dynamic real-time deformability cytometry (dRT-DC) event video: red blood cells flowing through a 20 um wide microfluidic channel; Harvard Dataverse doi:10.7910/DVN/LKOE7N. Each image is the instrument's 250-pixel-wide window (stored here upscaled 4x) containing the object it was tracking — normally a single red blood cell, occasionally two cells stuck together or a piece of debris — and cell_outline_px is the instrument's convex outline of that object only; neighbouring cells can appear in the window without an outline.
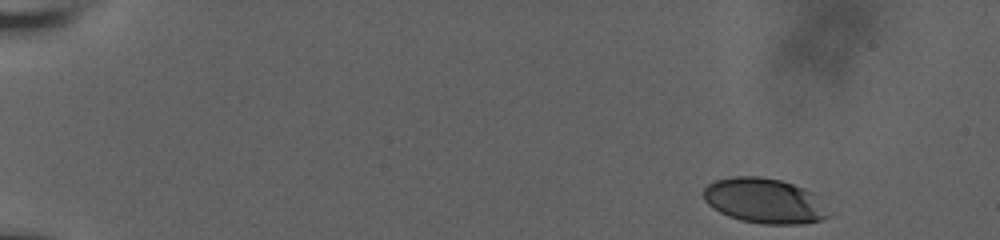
{"species": "human", "species_latin": "Homo sapiens", "temperature_condition": "room temperature", "stored_images_in_passage": 50, "camera_frame_rate_fps": 3000, "um_per_image_px": 0.085, "donor": {"sex": "male"}, "frame": {"image": 1, "passage_image": 1, "time_ms": 0.0, "image_size_px": [1000, 240], "cell_outline_px": [[832, 216], [820, 220], [804, 224], [760, 224], [740, 220], [728, 216], [720, 212], [708, 204], [704, 200], [704, 188], [708, 184], [716, 180], [732, 176], [760, 176], [780, 180], [804, 188], [812, 192], [832, 212]], "centroid_in_image_um": [65.01, 17.08], "position_along_channel_um": 20.0, "area_um2": 33.12}}
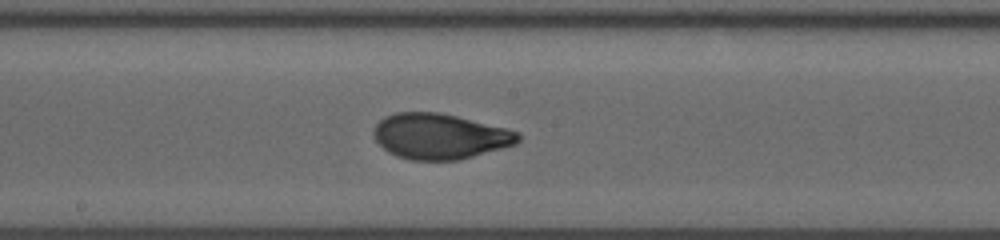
{"frame": {"image": 2, "passage_image": 27, "time_ms": 9.0, "image_size_px": [1000, 240], "cell_outline_px": [[520, 140], [516, 144], [504, 148], [460, 160], [412, 160], [396, 156], [388, 152], [372, 136], [372, 132], [376, 124], [384, 116], [396, 112], [436, 112], [456, 116], [508, 128], [520, 132]], "centroid_in_image_um": [37.4, 11.59], "position_along_channel_um": 210.8, "area_um2": 38.55}}
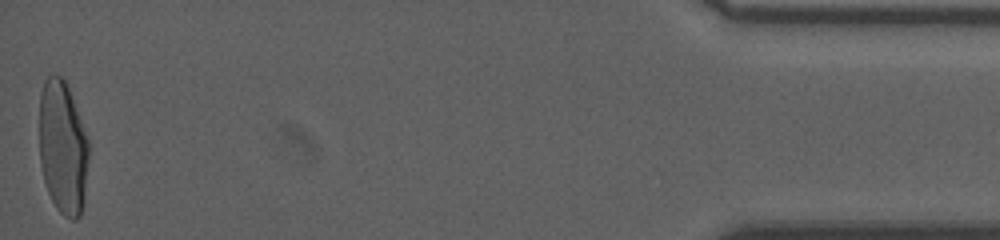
{"frame": {"image": 3, "passage_image": 50, "time_ms": 17.0, "image_size_px": [1000, 240], "cell_outline_px": [[88, 160], [84, 200], [80, 216], [76, 220], [72, 220], [64, 216], [56, 208], [48, 192], [44, 180], [40, 164], [40, 92], [44, 80], [48, 76], [60, 76], [64, 80], [68, 88], [88, 140]], "centroid_in_image_um": [5.33, 12.58], "position_along_channel_um": 429.9, "area_um2": 38.15}, "authors_computed_cell_mechanics": {"area_um2": 37.6567, "velocity_mm_per_s": 3.7659, "shape_relaxation_time_tau1_ms": 5.4285, "shape_relaxation_time_tau2_ms": 0.8223, "deformation_change_tau1": 0.2018, "deformation_change_tau2": 0.0518}}